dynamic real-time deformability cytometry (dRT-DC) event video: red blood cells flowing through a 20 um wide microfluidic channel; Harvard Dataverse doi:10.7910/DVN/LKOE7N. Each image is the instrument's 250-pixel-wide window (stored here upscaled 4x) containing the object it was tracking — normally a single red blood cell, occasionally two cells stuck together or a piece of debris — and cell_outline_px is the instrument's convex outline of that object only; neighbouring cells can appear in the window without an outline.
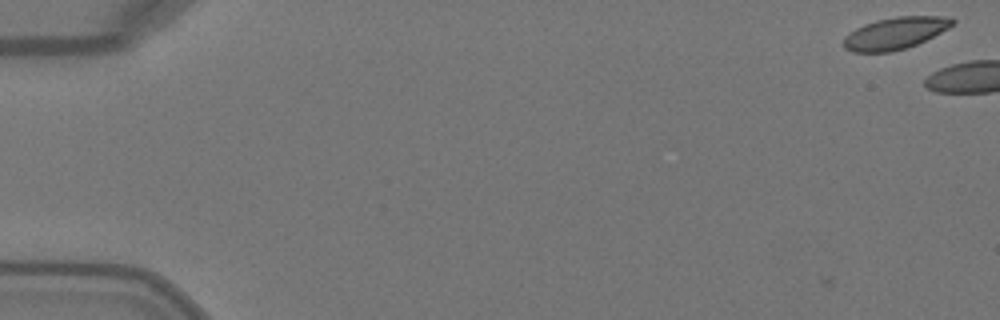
{"species": "Egyptian fruit bat (a non-hibernating species)", "species_latin": "Rousettus aegyptiacus", "temperature_condition": "warm", "stored_images_in_passage": 2, "camera_frame_rate_fps": 3000, "um_per_image_px": 0.085, "animal": {"sex": "female"}, "frame": {"image": 1, "passage_image": 2, "time_ms": 0.333, "image_size_px": [1000, 320], "cell_outline_px": [[956, 20], [948, 28], [916, 44], [892, 52], [852, 52], [844, 48], [844, 36], [856, 28], [864, 24], [876, 20], [896, 16], [952, 16]], "centroid_in_image_um": [76.07, 2.81], "position_along_channel_um": 8.9, "area_um2": 20.17}}